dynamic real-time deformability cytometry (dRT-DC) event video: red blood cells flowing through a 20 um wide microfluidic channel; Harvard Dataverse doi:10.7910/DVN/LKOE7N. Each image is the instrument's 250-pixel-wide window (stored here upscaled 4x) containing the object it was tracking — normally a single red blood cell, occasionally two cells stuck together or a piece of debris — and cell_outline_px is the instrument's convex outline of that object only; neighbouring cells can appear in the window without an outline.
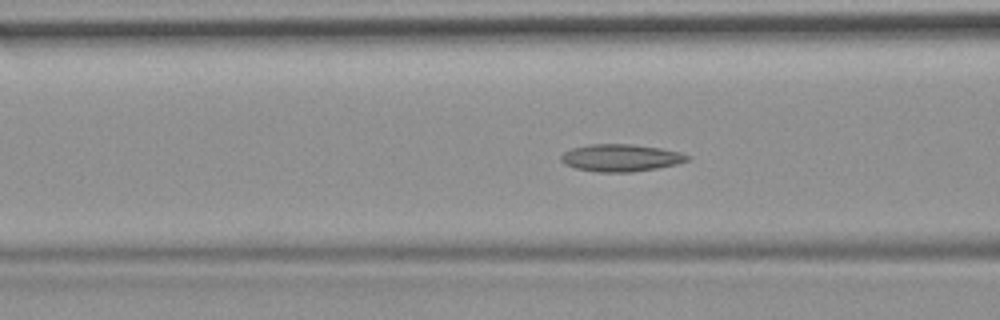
{"species": "common noctule bat (a hibernating species)", "species_latin": "Nyctalus noctula", "temperature_condition": "room temperature", "stored_images_in_passage": 43, "camera_frame_rate_fps": 3000, "um_per_image_px": 0.085, "animal": {"sex": "female", "body_mass_g": 19.9}, "frame": {"image": 1, "passage_image": 10, "time_ms": 3.0, "image_size_px": [1000, 320], "cell_outline_px": [[692, 156], [688, 160], [676, 164], [656, 168], [632, 172], [596, 172], [576, 168], [564, 164], [560, 160], [560, 156], [564, 152], [572, 148], [588, 144], [632, 144], [660, 148], [680, 152]], "centroid_in_image_um": [52.75, 13.41], "position_along_channel_um": 113.9, "area_um2": 20.11}}
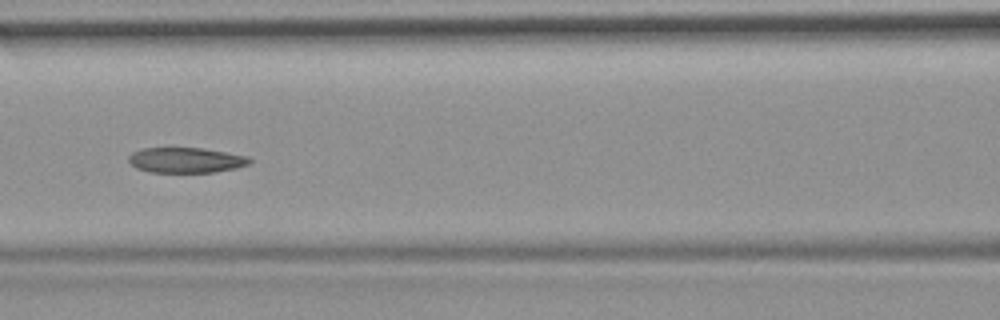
{"frame": {"image": 2, "passage_image": 13, "time_ms": 4.0, "image_size_px": [1000, 320], "cell_outline_px": [[252, 160], [248, 164], [236, 168], [216, 172], [152, 172], [136, 168], [128, 160], [128, 156], [132, 152], [140, 148], [200, 148], [248, 156]], "centroid_in_image_um": [15.78, 13.61], "position_along_channel_um": 150.8, "area_um2": 17.74}}
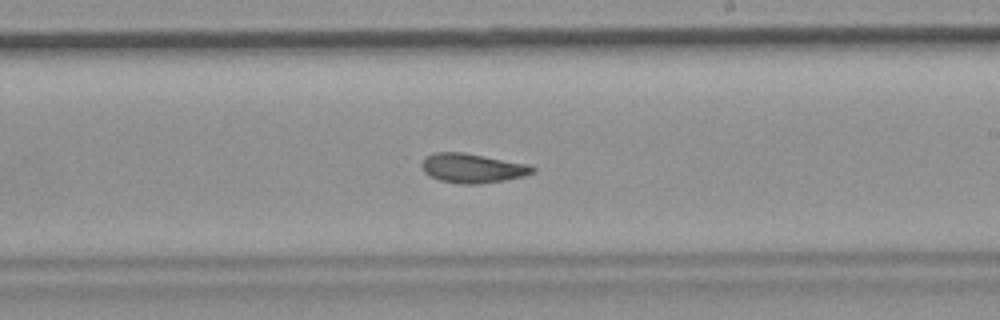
{"frame": {"image": 3, "passage_image": 21, "time_ms": 6.667, "image_size_px": [1000, 320], "cell_outline_px": [[536, 172], [524, 176], [504, 180], [476, 184], [460, 184], [440, 180], [428, 176], [424, 172], [420, 164], [424, 156], [436, 152], [464, 152], [528, 164], [536, 168]], "centroid_in_image_um": [40.13, 14.29], "position_along_channel_um": 248.9, "area_um2": 19.13}, "authors_computed_cell_mechanics": {"area_um2": 19.074, "velocity_mm_per_s": 3.6933, "shape_relaxation_time_tau1_ms": null, "shape_relaxation_time_tau2_ms": 2.8108, "deformation_change_tau1": null, "deformation_change_tau2": 0.076}}